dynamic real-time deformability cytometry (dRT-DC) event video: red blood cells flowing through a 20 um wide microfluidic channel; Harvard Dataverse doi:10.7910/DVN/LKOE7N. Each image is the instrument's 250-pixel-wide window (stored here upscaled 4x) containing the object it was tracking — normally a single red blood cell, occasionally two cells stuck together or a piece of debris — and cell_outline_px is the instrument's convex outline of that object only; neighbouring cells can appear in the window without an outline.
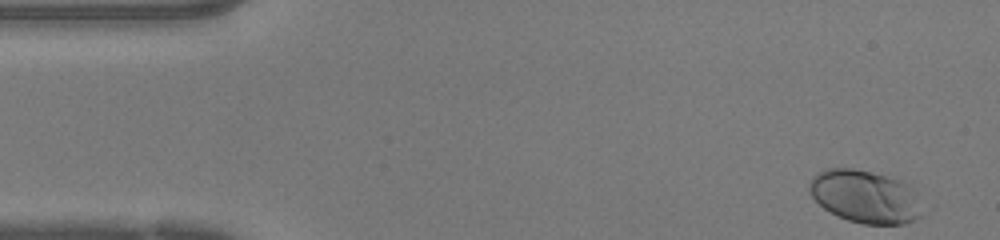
{"species": "human", "species_latin": "Homo sapiens", "temperature_condition": "warm", "stored_images_in_passage": 46, "camera_frame_rate_fps": 3000, "um_per_image_px": 0.085, "donor": {"sex": "female"}, "frame": {"image": 1, "passage_image": 1, "time_ms": 0.0, "image_size_px": [1000, 240], "cell_outline_px": [[924, 212], [916, 220], [904, 224], [864, 224], [848, 220], [836, 216], [824, 208], [812, 196], [808, 188], [808, 184], [812, 176], [824, 168], [852, 168], [872, 172], [908, 184], [912, 188]], "centroid_in_image_um": [73.51, 16.72], "position_along_channel_um": 11.5, "area_um2": 34.8}}
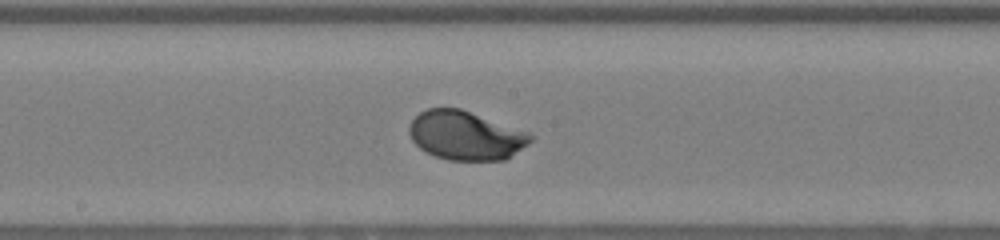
{"frame": {"image": 2, "passage_image": 23, "time_ms": 7.333, "image_size_px": [1000, 240], "cell_outline_px": [[536, 136], [528, 144], [504, 160], [448, 160], [436, 156], [420, 148], [412, 140], [408, 132], [408, 128], [412, 120], [420, 112], [428, 108], [460, 108], [532, 132]], "centroid_in_image_um": [39.62, 11.5], "position_along_channel_um": 208.6, "area_um2": 34.8}}
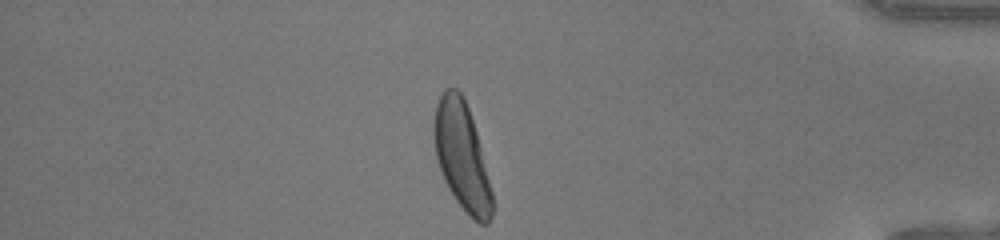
{"frame": {"image": 3, "passage_image": 39, "time_ms": 12.667, "image_size_px": [1000, 240], "cell_outline_px": [[496, 208], [488, 224], [480, 224], [472, 220], [464, 212], [448, 188], [444, 180], [436, 160], [432, 140], [432, 124], [436, 104], [440, 96], [448, 88], [456, 88], [464, 96], [476, 132], [492, 192]], "centroid_in_image_um": [39.24, 13.33], "position_along_channel_um": 396.0, "area_um2": 37.05}, "authors_computed_cell_mechanics": {"area_um2": 34.4488, "velocity_mm_per_s": 4.2441, "shape_relaxation_time_tau1_ms": 2.1687, "shape_relaxation_time_tau2_ms": null, "deformation_change_tau1": 0.1461, "deformation_change_tau2": null}}